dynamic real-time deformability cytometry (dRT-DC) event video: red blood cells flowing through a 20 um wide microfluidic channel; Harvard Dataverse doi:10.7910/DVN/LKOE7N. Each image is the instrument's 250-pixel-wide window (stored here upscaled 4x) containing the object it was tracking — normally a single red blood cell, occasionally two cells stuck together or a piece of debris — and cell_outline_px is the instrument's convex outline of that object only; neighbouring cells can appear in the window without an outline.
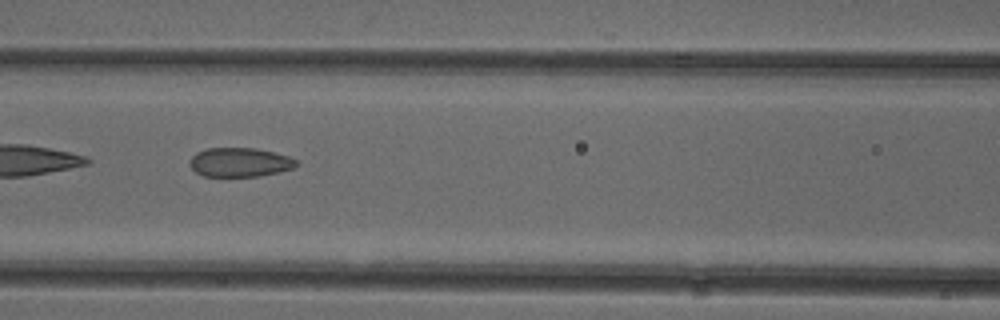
{"species": "common noctule bat (a hibernating species)", "species_latin": "Nyctalus noctula", "temperature_condition": "cold", "stored_images_in_passage": 34, "camera_frame_rate_fps": 3000, "um_per_image_px": 0.085, "animal": {"sex": "female"}, "frame": {"image": 1, "passage_image": 6, "time_ms": 1.667, "image_size_px": [1000, 320], "cell_outline_px": [[300, 164], [292, 168], [280, 172], [260, 176], [204, 176], [196, 172], [188, 164], [192, 156], [196, 152], [208, 148], [252, 148], [272, 152], [288, 156], [296, 160]], "centroid_in_image_um": [20.37, 13.8], "position_along_channel_um": 146.2, "area_um2": 18.03}}